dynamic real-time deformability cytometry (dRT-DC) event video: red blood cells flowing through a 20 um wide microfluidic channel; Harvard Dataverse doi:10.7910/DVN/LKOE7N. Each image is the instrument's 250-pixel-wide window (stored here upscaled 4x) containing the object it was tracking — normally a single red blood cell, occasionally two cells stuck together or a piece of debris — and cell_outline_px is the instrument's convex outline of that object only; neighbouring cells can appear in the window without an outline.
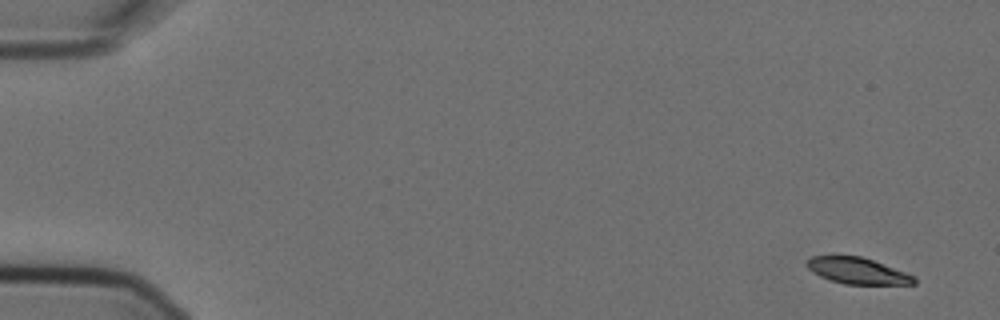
{"species": "Egyptian fruit bat (a non-hibernating species)", "species_latin": "Rousettus aegyptiacus", "temperature_condition": "cold", "stored_images_in_passage": 4, "camera_frame_rate_fps": 3000, "um_per_image_px": 0.085, "animal": {"sex": "female"}, "frame": {"image": 1, "passage_image": 1, "time_ms": 0.0, "image_size_px": [1000, 320], "cell_outline_px": [[916, 284], [844, 284], [828, 280], [812, 272], [804, 264], [804, 260], [812, 256], [836, 252], [860, 256], [872, 260], [916, 276]], "centroid_in_image_um": [72.77, 22.96], "position_along_channel_um": 12.2, "area_um2": 17.17}}
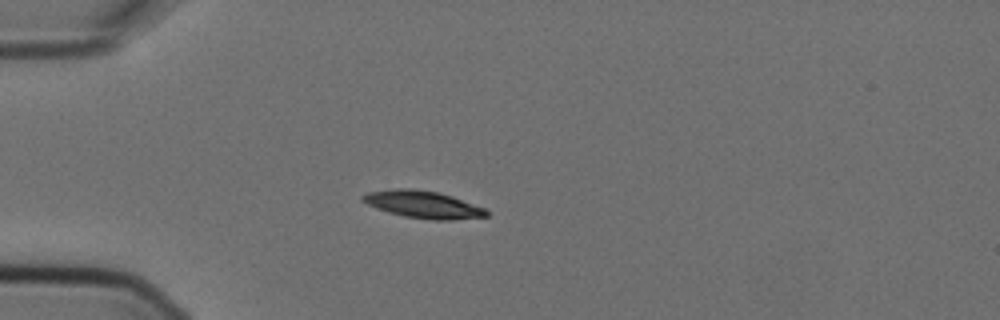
{"frame": {"image": 2, "passage_image": 4, "time_ms": 1.0, "image_size_px": [1000, 320], "cell_outline_px": [[488, 216], [452, 220], [432, 220], [404, 216], [388, 212], [376, 208], [360, 200], [360, 196], [368, 192], [396, 188], [412, 188], [436, 192], [452, 196], [484, 208], [488, 212]], "centroid_in_image_um": [35.93, 17.38], "position_along_channel_um": 49.1, "area_um2": 19.59}}